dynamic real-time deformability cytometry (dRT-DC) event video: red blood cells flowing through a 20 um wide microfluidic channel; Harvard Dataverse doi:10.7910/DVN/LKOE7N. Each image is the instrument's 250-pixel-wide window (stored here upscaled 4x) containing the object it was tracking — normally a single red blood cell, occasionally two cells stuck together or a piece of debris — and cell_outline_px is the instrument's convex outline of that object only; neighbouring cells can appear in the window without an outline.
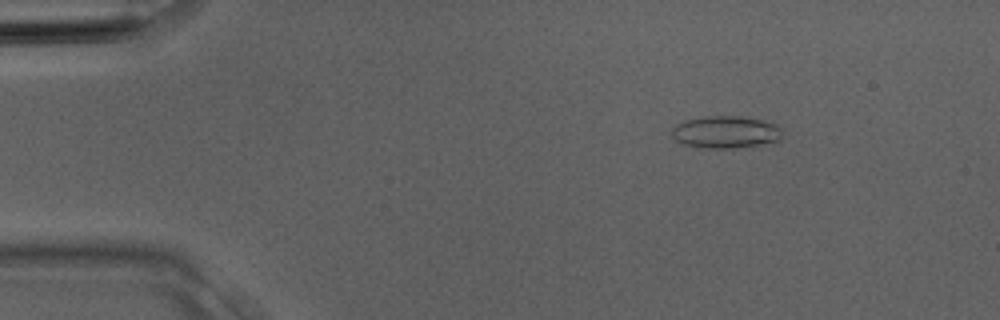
{"species": "Egyptian fruit bat (a non-hibernating species)", "species_latin": "Rousettus aegyptiacus", "temperature_condition": "room temperature", "stored_images_in_passage": 3, "camera_frame_rate_fps": 3000, "um_per_image_px": 0.085, "animal": {"sex": "male"}, "frame": {"image": 1, "passage_image": 2, "time_ms": 0.333, "image_size_px": [1000, 320], "cell_outline_px": [[784, 136], [780, 140], [736, 148], [700, 148], [680, 144], [668, 132], [676, 124], [684, 120], [704, 116], [740, 116], [760, 120], [776, 124], [784, 128]], "centroid_in_image_um": [61.66, 11.23], "position_along_channel_um": 23.3, "area_um2": 21.21}}